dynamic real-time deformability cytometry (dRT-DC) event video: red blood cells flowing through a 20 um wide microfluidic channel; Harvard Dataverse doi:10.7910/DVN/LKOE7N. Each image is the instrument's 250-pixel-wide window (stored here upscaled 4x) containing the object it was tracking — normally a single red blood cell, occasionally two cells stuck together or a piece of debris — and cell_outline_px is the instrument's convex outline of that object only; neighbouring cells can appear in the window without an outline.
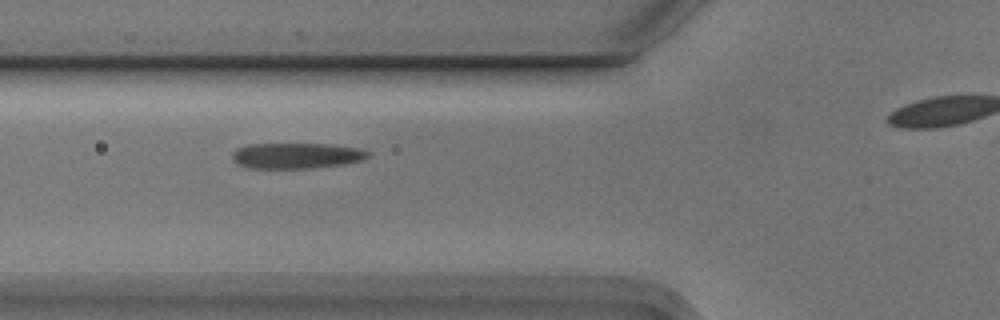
{"species": "Egyptian fruit bat (a non-hibernating species)", "species_latin": "Rousettus aegyptiacus", "temperature_condition": "cold", "stored_images_in_passage": 5, "segment_of_instrument_passage": [1, 2], "camera_frame_rate_fps": 3000, "um_per_image_px": 0.085, "animal": {"sex": "male"}, "frame": {"image": 1, "passage_image": 3, "time_ms": 0.667, "image_size_px": [1000, 320], "cell_outline_px": [[372, 156], [364, 160], [348, 164], [312, 168], [244, 168], [236, 164], [232, 160], [232, 152], [236, 148], [248, 144], [328, 144], [360, 148], [372, 152]], "centroid_in_image_um": [25.23, 13.24], "position_along_channel_um": 100.6, "area_um2": 20.87}}
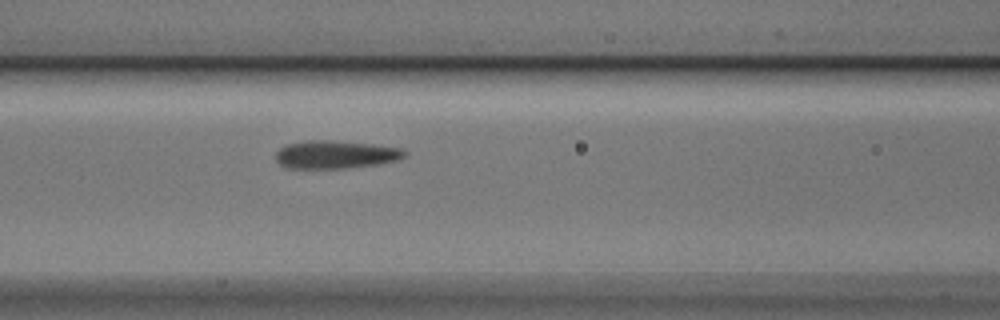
{"frame": {"image": 2, "passage_image": 4, "time_ms": 1.0, "image_size_px": [1000, 320], "cell_outline_px": [[408, 152], [400, 160], [376, 164], [344, 168], [288, 168], [280, 164], [276, 160], [276, 152], [280, 148], [288, 144], [308, 140], [332, 140], [372, 144], [400, 148]], "centroid_in_image_um": [28.53, 13.13], "position_along_channel_um": 138.1, "area_um2": 20.92}}